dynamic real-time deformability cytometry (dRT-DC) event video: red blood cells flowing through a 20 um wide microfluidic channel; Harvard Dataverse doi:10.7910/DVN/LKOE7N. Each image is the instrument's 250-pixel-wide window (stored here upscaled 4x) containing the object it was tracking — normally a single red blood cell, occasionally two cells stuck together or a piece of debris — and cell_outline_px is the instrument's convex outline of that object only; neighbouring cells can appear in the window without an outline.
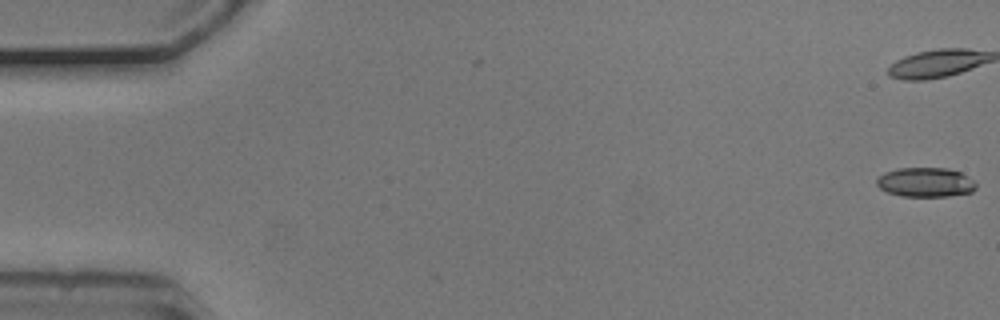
{"species": "common noctule bat (a hibernating species)", "species_latin": "Nyctalus noctula", "temperature_condition": "cold", "stored_images_in_passage": 56, "camera_frame_rate_fps": 3000, "um_per_image_px": 0.085, "animal": {"sex": "male", "body_mass_g": 20.5, "forearm_length_mm": 52.5}, "frame": {"image": 1, "passage_image": 1, "time_ms": 0.0, "image_size_px": [1000, 320], "cell_outline_px": [[976, 188], [972, 192], [948, 196], [900, 196], [888, 192], [880, 188], [876, 184], [876, 180], [884, 172], [896, 168], [948, 168], [960, 172], [972, 180], [976, 184]], "centroid_in_image_um": [78.65, 15.49], "position_along_channel_um": 6.3, "area_um2": 16.99}}
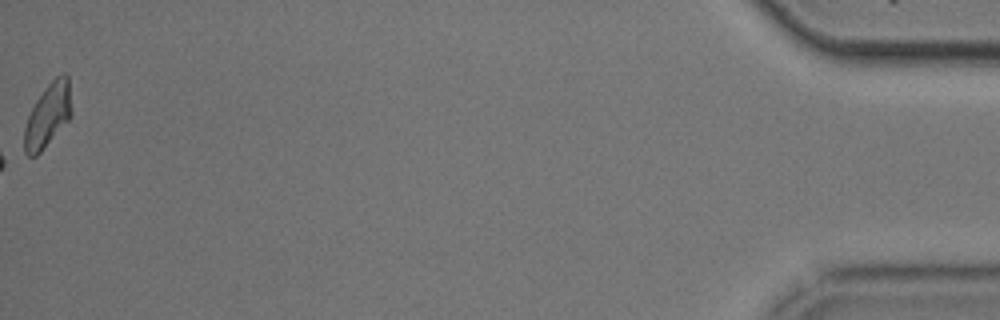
{"frame": {"image": 2, "passage_image": 56, "time_ms": 18.333, "image_size_px": [1000, 320], "cell_outline_px": [[72, 112], [68, 120], [40, 152], [36, 156], [28, 156], [24, 152], [24, 128], [28, 116], [36, 100], [44, 88], [56, 76], [64, 72], [68, 76]], "centroid_in_image_um": [4.06, 9.78], "position_along_channel_um": 431.1, "area_um2": 17.34}, "authors_computed_cell_mechanics": {"area_um2": 17.8602, "velocity_mm_per_s": 3.7412, "shape_relaxation_time_tau1_ms": 3.6338, "shape_relaxation_time_tau2_ms": null, "deformation_change_tau1": 0.0961, "deformation_change_tau2": null}}